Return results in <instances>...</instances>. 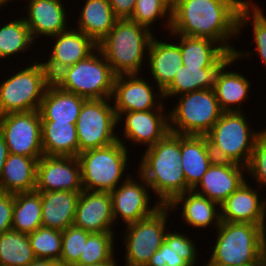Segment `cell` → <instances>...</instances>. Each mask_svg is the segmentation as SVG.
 I'll return each instance as SVG.
<instances>
[{
	"label": "cell",
	"instance_id": "5b68a950",
	"mask_svg": "<svg viewBox=\"0 0 266 266\" xmlns=\"http://www.w3.org/2000/svg\"><path fill=\"white\" fill-rule=\"evenodd\" d=\"M250 123L243 111L222 112L205 135L215 160L247 166L254 144L266 129L254 130Z\"/></svg>",
	"mask_w": 266,
	"mask_h": 266
},
{
	"label": "cell",
	"instance_id": "83f0119b",
	"mask_svg": "<svg viewBox=\"0 0 266 266\" xmlns=\"http://www.w3.org/2000/svg\"><path fill=\"white\" fill-rule=\"evenodd\" d=\"M86 100L75 93L60 89L51 82L40 104L41 121L76 123L81 107Z\"/></svg>",
	"mask_w": 266,
	"mask_h": 266
},
{
	"label": "cell",
	"instance_id": "60d3db41",
	"mask_svg": "<svg viewBox=\"0 0 266 266\" xmlns=\"http://www.w3.org/2000/svg\"><path fill=\"white\" fill-rule=\"evenodd\" d=\"M246 174L255 180L256 187L266 189V129L258 137L253 146L250 160L246 166Z\"/></svg>",
	"mask_w": 266,
	"mask_h": 266
},
{
	"label": "cell",
	"instance_id": "c3c4849f",
	"mask_svg": "<svg viewBox=\"0 0 266 266\" xmlns=\"http://www.w3.org/2000/svg\"><path fill=\"white\" fill-rule=\"evenodd\" d=\"M117 262H103L100 264H92V265H86V266H117Z\"/></svg>",
	"mask_w": 266,
	"mask_h": 266
},
{
	"label": "cell",
	"instance_id": "4dcf8cb0",
	"mask_svg": "<svg viewBox=\"0 0 266 266\" xmlns=\"http://www.w3.org/2000/svg\"><path fill=\"white\" fill-rule=\"evenodd\" d=\"M43 153L46 156L79 155L76 123L41 121Z\"/></svg>",
	"mask_w": 266,
	"mask_h": 266
},
{
	"label": "cell",
	"instance_id": "ffe728a7",
	"mask_svg": "<svg viewBox=\"0 0 266 266\" xmlns=\"http://www.w3.org/2000/svg\"><path fill=\"white\" fill-rule=\"evenodd\" d=\"M63 0H28L25 2L24 10L26 16H23L27 27L29 28L32 39L58 35L68 30L69 16H67L66 5ZM68 18V19H67Z\"/></svg>",
	"mask_w": 266,
	"mask_h": 266
},
{
	"label": "cell",
	"instance_id": "44dd1931",
	"mask_svg": "<svg viewBox=\"0 0 266 266\" xmlns=\"http://www.w3.org/2000/svg\"><path fill=\"white\" fill-rule=\"evenodd\" d=\"M73 225L90 233L113 232L115 221L110 192L83 190L79 195Z\"/></svg>",
	"mask_w": 266,
	"mask_h": 266
},
{
	"label": "cell",
	"instance_id": "d4e9b609",
	"mask_svg": "<svg viewBox=\"0 0 266 266\" xmlns=\"http://www.w3.org/2000/svg\"><path fill=\"white\" fill-rule=\"evenodd\" d=\"M180 167L186 179V192L192 190L213 163L214 156L206 136L181 135Z\"/></svg>",
	"mask_w": 266,
	"mask_h": 266
},
{
	"label": "cell",
	"instance_id": "f546056e",
	"mask_svg": "<svg viewBox=\"0 0 266 266\" xmlns=\"http://www.w3.org/2000/svg\"><path fill=\"white\" fill-rule=\"evenodd\" d=\"M81 10H78L76 28L97 44L105 38L118 20L111 9L108 0H85Z\"/></svg>",
	"mask_w": 266,
	"mask_h": 266
},
{
	"label": "cell",
	"instance_id": "5bb4252c",
	"mask_svg": "<svg viewBox=\"0 0 266 266\" xmlns=\"http://www.w3.org/2000/svg\"><path fill=\"white\" fill-rule=\"evenodd\" d=\"M152 83L140 74L116 76L111 100L117 117L130 111L166 109L163 92Z\"/></svg>",
	"mask_w": 266,
	"mask_h": 266
},
{
	"label": "cell",
	"instance_id": "b9f144b4",
	"mask_svg": "<svg viewBox=\"0 0 266 266\" xmlns=\"http://www.w3.org/2000/svg\"><path fill=\"white\" fill-rule=\"evenodd\" d=\"M146 266H191L173 247V231L166 233L161 247L152 255Z\"/></svg>",
	"mask_w": 266,
	"mask_h": 266
},
{
	"label": "cell",
	"instance_id": "9a60e30c",
	"mask_svg": "<svg viewBox=\"0 0 266 266\" xmlns=\"http://www.w3.org/2000/svg\"><path fill=\"white\" fill-rule=\"evenodd\" d=\"M117 122L118 127L122 122L124 123V126L122 125L124 132H122V137L121 134L118 136V140L127 149L129 146L124 140L136 145H143L147 149L155 145L169 132L168 110L166 109L121 113L117 117Z\"/></svg>",
	"mask_w": 266,
	"mask_h": 266
},
{
	"label": "cell",
	"instance_id": "ee69618b",
	"mask_svg": "<svg viewBox=\"0 0 266 266\" xmlns=\"http://www.w3.org/2000/svg\"><path fill=\"white\" fill-rule=\"evenodd\" d=\"M14 193L0 192V235L12 230Z\"/></svg>",
	"mask_w": 266,
	"mask_h": 266
},
{
	"label": "cell",
	"instance_id": "3957f363",
	"mask_svg": "<svg viewBox=\"0 0 266 266\" xmlns=\"http://www.w3.org/2000/svg\"><path fill=\"white\" fill-rule=\"evenodd\" d=\"M153 32L156 31L130 19L117 20L108 35L97 44V49L116 76L140 74L147 62L149 46L155 36Z\"/></svg>",
	"mask_w": 266,
	"mask_h": 266
},
{
	"label": "cell",
	"instance_id": "e0dca14e",
	"mask_svg": "<svg viewBox=\"0 0 266 266\" xmlns=\"http://www.w3.org/2000/svg\"><path fill=\"white\" fill-rule=\"evenodd\" d=\"M50 38L55 42L47 61L42 63L51 80L65 68L88 58L97 50V43L75 27Z\"/></svg>",
	"mask_w": 266,
	"mask_h": 266
},
{
	"label": "cell",
	"instance_id": "816d5d0a",
	"mask_svg": "<svg viewBox=\"0 0 266 266\" xmlns=\"http://www.w3.org/2000/svg\"><path fill=\"white\" fill-rule=\"evenodd\" d=\"M164 1L172 8L177 0H164Z\"/></svg>",
	"mask_w": 266,
	"mask_h": 266
},
{
	"label": "cell",
	"instance_id": "f907efd6",
	"mask_svg": "<svg viewBox=\"0 0 266 266\" xmlns=\"http://www.w3.org/2000/svg\"><path fill=\"white\" fill-rule=\"evenodd\" d=\"M11 2H15L13 0H0V10L2 7H5V5L7 6L8 3H11Z\"/></svg>",
	"mask_w": 266,
	"mask_h": 266
},
{
	"label": "cell",
	"instance_id": "484cf974",
	"mask_svg": "<svg viewBox=\"0 0 266 266\" xmlns=\"http://www.w3.org/2000/svg\"><path fill=\"white\" fill-rule=\"evenodd\" d=\"M167 35H172L171 38L178 41L184 67H221L232 55L217 42L207 38L169 33Z\"/></svg>",
	"mask_w": 266,
	"mask_h": 266
},
{
	"label": "cell",
	"instance_id": "ab89813d",
	"mask_svg": "<svg viewBox=\"0 0 266 266\" xmlns=\"http://www.w3.org/2000/svg\"><path fill=\"white\" fill-rule=\"evenodd\" d=\"M90 232L74 225L62 231V253L60 263L63 266H74L83 252Z\"/></svg>",
	"mask_w": 266,
	"mask_h": 266
},
{
	"label": "cell",
	"instance_id": "30bf717a",
	"mask_svg": "<svg viewBox=\"0 0 266 266\" xmlns=\"http://www.w3.org/2000/svg\"><path fill=\"white\" fill-rule=\"evenodd\" d=\"M171 212L167 205H161L149 217L125 226L126 229L121 231L124 232L122 240L125 241L124 266L147 265L164 242Z\"/></svg>",
	"mask_w": 266,
	"mask_h": 266
},
{
	"label": "cell",
	"instance_id": "bcb514c9",
	"mask_svg": "<svg viewBox=\"0 0 266 266\" xmlns=\"http://www.w3.org/2000/svg\"><path fill=\"white\" fill-rule=\"evenodd\" d=\"M8 155V146L6 145L4 137L0 134V177L2 175L3 167L6 159L8 158Z\"/></svg>",
	"mask_w": 266,
	"mask_h": 266
},
{
	"label": "cell",
	"instance_id": "ba28073f",
	"mask_svg": "<svg viewBox=\"0 0 266 266\" xmlns=\"http://www.w3.org/2000/svg\"><path fill=\"white\" fill-rule=\"evenodd\" d=\"M17 71L0 81V115L39 110L48 85L52 82L42 62ZM21 69V70H20Z\"/></svg>",
	"mask_w": 266,
	"mask_h": 266
},
{
	"label": "cell",
	"instance_id": "2e32d148",
	"mask_svg": "<svg viewBox=\"0 0 266 266\" xmlns=\"http://www.w3.org/2000/svg\"><path fill=\"white\" fill-rule=\"evenodd\" d=\"M37 192H82L78 157L43 155L37 164Z\"/></svg>",
	"mask_w": 266,
	"mask_h": 266
},
{
	"label": "cell",
	"instance_id": "7bdbcfd3",
	"mask_svg": "<svg viewBox=\"0 0 266 266\" xmlns=\"http://www.w3.org/2000/svg\"><path fill=\"white\" fill-rule=\"evenodd\" d=\"M173 247L177 254L185 259L191 266H197L198 250L194 240L184 233L173 231Z\"/></svg>",
	"mask_w": 266,
	"mask_h": 266
},
{
	"label": "cell",
	"instance_id": "d6a6232c",
	"mask_svg": "<svg viewBox=\"0 0 266 266\" xmlns=\"http://www.w3.org/2000/svg\"><path fill=\"white\" fill-rule=\"evenodd\" d=\"M220 67H180L173 81L162 91L164 101L185 93L214 87Z\"/></svg>",
	"mask_w": 266,
	"mask_h": 266
},
{
	"label": "cell",
	"instance_id": "8fae6325",
	"mask_svg": "<svg viewBox=\"0 0 266 266\" xmlns=\"http://www.w3.org/2000/svg\"><path fill=\"white\" fill-rule=\"evenodd\" d=\"M117 125V115L111 98L87 99L76 122L79 153L117 142Z\"/></svg>",
	"mask_w": 266,
	"mask_h": 266
},
{
	"label": "cell",
	"instance_id": "277c9868",
	"mask_svg": "<svg viewBox=\"0 0 266 266\" xmlns=\"http://www.w3.org/2000/svg\"><path fill=\"white\" fill-rule=\"evenodd\" d=\"M216 230V242L208 258L211 262L220 266L266 262V229L263 226L221 221Z\"/></svg>",
	"mask_w": 266,
	"mask_h": 266
},
{
	"label": "cell",
	"instance_id": "7402d4cb",
	"mask_svg": "<svg viewBox=\"0 0 266 266\" xmlns=\"http://www.w3.org/2000/svg\"><path fill=\"white\" fill-rule=\"evenodd\" d=\"M238 60L231 55L218 69L214 80V92L223 112L243 111V103L249 98L251 90V81L235 70L231 71L229 67L235 65ZM228 67V68H227Z\"/></svg>",
	"mask_w": 266,
	"mask_h": 266
},
{
	"label": "cell",
	"instance_id": "1f68e13d",
	"mask_svg": "<svg viewBox=\"0 0 266 266\" xmlns=\"http://www.w3.org/2000/svg\"><path fill=\"white\" fill-rule=\"evenodd\" d=\"M259 4H256L255 1L248 0L240 9L238 17V33L244 31L243 28H246L251 22L250 26L252 27V37L253 44L255 43V50L253 51H242L235 49L233 56L237 59L249 58L248 56L256 54L263 65L266 67V16L263 13ZM251 19V20H250ZM248 52V53H247Z\"/></svg>",
	"mask_w": 266,
	"mask_h": 266
},
{
	"label": "cell",
	"instance_id": "836d02e7",
	"mask_svg": "<svg viewBox=\"0 0 266 266\" xmlns=\"http://www.w3.org/2000/svg\"><path fill=\"white\" fill-rule=\"evenodd\" d=\"M41 209V192L15 193L12 230L29 234L41 227Z\"/></svg>",
	"mask_w": 266,
	"mask_h": 266
},
{
	"label": "cell",
	"instance_id": "f6af8a7d",
	"mask_svg": "<svg viewBox=\"0 0 266 266\" xmlns=\"http://www.w3.org/2000/svg\"><path fill=\"white\" fill-rule=\"evenodd\" d=\"M113 10L114 16L118 20L130 19L134 8L136 0H108Z\"/></svg>",
	"mask_w": 266,
	"mask_h": 266
},
{
	"label": "cell",
	"instance_id": "8d00e7d4",
	"mask_svg": "<svg viewBox=\"0 0 266 266\" xmlns=\"http://www.w3.org/2000/svg\"><path fill=\"white\" fill-rule=\"evenodd\" d=\"M115 232L90 233L79 261L74 266L117 262L114 255Z\"/></svg>",
	"mask_w": 266,
	"mask_h": 266
},
{
	"label": "cell",
	"instance_id": "4fadbf2b",
	"mask_svg": "<svg viewBox=\"0 0 266 266\" xmlns=\"http://www.w3.org/2000/svg\"><path fill=\"white\" fill-rule=\"evenodd\" d=\"M137 173L138 178L135 179L138 180H135L130 174L119 186L110 192L115 224L120 219L126 225L140 221L152 215L161 206L157 200L154 201V205L150 201L152 199L150 196L151 189L143 176L139 172Z\"/></svg>",
	"mask_w": 266,
	"mask_h": 266
},
{
	"label": "cell",
	"instance_id": "9c48e42d",
	"mask_svg": "<svg viewBox=\"0 0 266 266\" xmlns=\"http://www.w3.org/2000/svg\"><path fill=\"white\" fill-rule=\"evenodd\" d=\"M222 112L213 88L182 94L168 112L169 131L181 135L205 136Z\"/></svg>",
	"mask_w": 266,
	"mask_h": 266
},
{
	"label": "cell",
	"instance_id": "6da1fadb",
	"mask_svg": "<svg viewBox=\"0 0 266 266\" xmlns=\"http://www.w3.org/2000/svg\"><path fill=\"white\" fill-rule=\"evenodd\" d=\"M248 0H177L171 9L170 34L207 38L233 55L238 17Z\"/></svg>",
	"mask_w": 266,
	"mask_h": 266
},
{
	"label": "cell",
	"instance_id": "7a4b0ae2",
	"mask_svg": "<svg viewBox=\"0 0 266 266\" xmlns=\"http://www.w3.org/2000/svg\"><path fill=\"white\" fill-rule=\"evenodd\" d=\"M181 161V134L170 131L140 158L137 170L161 205H168L177 195L186 192Z\"/></svg>",
	"mask_w": 266,
	"mask_h": 266
},
{
	"label": "cell",
	"instance_id": "cb8c5ba5",
	"mask_svg": "<svg viewBox=\"0 0 266 266\" xmlns=\"http://www.w3.org/2000/svg\"><path fill=\"white\" fill-rule=\"evenodd\" d=\"M180 207L181 220L191 228H215L221 223L220 205L207 197L201 196L190 190L177 195L167 206L176 212ZM211 226V227H209Z\"/></svg>",
	"mask_w": 266,
	"mask_h": 266
},
{
	"label": "cell",
	"instance_id": "603a6c76",
	"mask_svg": "<svg viewBox=\"0 0 266 266\" xmlns=\"http://www.w3.org/2000/svg\"><path fill=\"white\" fill-rule=\"evenodd\" d=\"M173 41H163L154 36L151 40L148 55V72L151 73L152 82L163 91L172 81L183 66L182 55L179 44Z\"/></svg>",
	"mask_w": 266,
	"mask_h": 266
},
{
	"label": "cell",
	"instance_id": "681fc988",
	"mask_svg": "<svg viewBox=\"0 0 266 266\" xmlns=\"http://www.w3.org/2000/svg\"><path fill=\"white\" fill-rule=\"evenodd\" d=\"M241 266H266V262H253Z\"/></svg>",
	"mask_w": 266,
	"mask_h": 266
},
{
	"label": "cell",
	"instance_id": "74e56055",
	"mask_svg": "<svg viewBox=\"0 0 266 266\" xmlns=\"http://www.w3.org/2000/svg\"><path fill=\"white\" fill-rule=\"evenodd\" d=\"M171 9L164 0H136L130 20L151 30L156 21L158 22L161 19L164 26L163 29L165 28L164 30L167 29L169 31L171 26Z\"/></svg>",
	"mask_w": 266,
	"mask_h": 266
},
{
	"label": "cell",
	"instance_id": "8992f818",
	"mask_svg": "<svg viewBox=\"0 0 266 266\" xmlns=\"http://www.w3.org/2000/svg\"><path fill=\"white\" fill-rule=\"evenodd\" d=\"M128 151L118 140L106 147L79 153L83 190L111 192L119 186L131 174L126 175L130 163Z\"/></svg>",
	"mask_w": 266,
	"mask_h": 266
},
{
	"label": "cell",
	"instance_id": "e575fe53",
	"mask_svg": "<svg viewBox=\"0 0 266 266\" xmlns=\"http://www.w3.org/2000/svg\"><path fill=\"white\" fill-rule=\"evenodd\" d=\"M35 259L28 234L9 230L0 235V266H28Z\"/></svg>",
	"mask_w": 266,
	"mask_h": 266
},
{
	"label": "cell",
	"instance_id": "d590c367",
	"mask_svg": "<svg viewBox=\"0 0 266 266\" xmlns=\"http://www.w3.org/2000/svg\"><path fill=\"white\" fill-rule=\"evenodd\" d=\"M1 24L0 61L13 57V55H20L22 54L21 52L25 53L35 44L23 17L13 18L8 23Z\"/></svg>",
	"mask_w": 266,
	"mask_h": 266
},
{
	"label": "cell",
	"instance_id": "52a82bcc",
	"mask_svg": "<svg viewBox=\"0 0 266 266\" xmlns=\"http://www.w3.org/2000/svg\"><path fill=\"white\" fill-rule=\"evenodd\" d=\"M116 75L97 49L88 58L65 68L52 82L85 99H110Z\"/></svg>",
	"mask_w": 266,
	"mask_h": 266
},
{
	"label": "cell",
	"instance_id": "d6986e66",
	"mask_svg": "<svg viewBox=\"0 0 266 266\" xmlns=\"http://www.w3.org/2000/svg\"><path fill=\"white\" fill-rule=\"evenodd\" d=\"M257 189L246 180L220 204L221 221L256 224L266 229V199Z\"/></svg>",
	"mask_w": 266,
	"mask_h": 266
},
{
	"label": "cell",
	"instance_id": "f35d334b",
	"mask_svg": "<svg viewBox=\"0 0 266 266\" xmlns=\"http://www.w3.org/2000/svg\"><path fill=\"white\" fill-rule=\"evenodd\" d=\"M36 259L60 261L62 253V231L39 227L28 234Z\"/></svg>",
	"mask_w": 266,
	"mask_h": 266
},
{
	"label": "cell",
	"instance_id": "7dc6e473",
	"mask_svg": "<svg viewBox=\"0 0 266 266\" xmlns=\"http://www.w3.org/2000/svg\"><path fill=\"white\" fill-rule=\"evenodd\" d=\"M28 266H63L59 261L50 259H35Z\"/></svg>",
	"mask_w": 266,
	"mask_h": 266
},
{
	"label": "cell",
	"instance_id": "4316f807",
	"mask_svg": "<svg viewBox=\"0 0 266 266\" xmlns=\"http://www.w3.org/2000/svg\"><path fill=\"white\" fill-rule=\"evenodd\" d=\"M80 193L62 190L41 192L42 227L64 231L72 226Z\"/></svg>",
	"mask_w": 266,
	"mask_h": 266
},
{
	"label": "cell",
	"instance_id": "ac0fdd59",
	"mask_svg": "<svg viewBox=\"0 0 266 266\" xmlns=\"http://www.w3.org/2000/svg\"><path fill=\"white\" fill-rule=\"evenodd\" d=\"M246 175L245 166L214 160L192 191L220 205L247 180Z\"/></svg>",
	"mask_w": 266,
	"mask_h": 266
},
{
	"label": "cell",
	"instance_id": "7c38bea8",
	"mask_svg": "<svg viewBox=\"0 0 266 266\" xmlns=\"http://www.w3.org/2000/svg\"><path fill=\"white\" fill-rule=\"evenodd\" d=\"M0 134L11 154L35 159L44 155L39 110L0 115Z\"/></svg>",
	"mask_w": 266,
	"mask_h": 266
},
{
	"label": "cell",
	"instance_id": "f1b7e54d",
	"mask_svg": "<svg viewBox=\"0 0 266 266\" xmlns=\"http://www.w3.org/2000/svg\"><path fill=\"white\" fill-rule=\"evenodd\" d=\"M39 159L9 153L0 177V192L35 191Z\"/></svg>",
	"mask_w": 266,
	"mask_h": 266
}]
</instances>
